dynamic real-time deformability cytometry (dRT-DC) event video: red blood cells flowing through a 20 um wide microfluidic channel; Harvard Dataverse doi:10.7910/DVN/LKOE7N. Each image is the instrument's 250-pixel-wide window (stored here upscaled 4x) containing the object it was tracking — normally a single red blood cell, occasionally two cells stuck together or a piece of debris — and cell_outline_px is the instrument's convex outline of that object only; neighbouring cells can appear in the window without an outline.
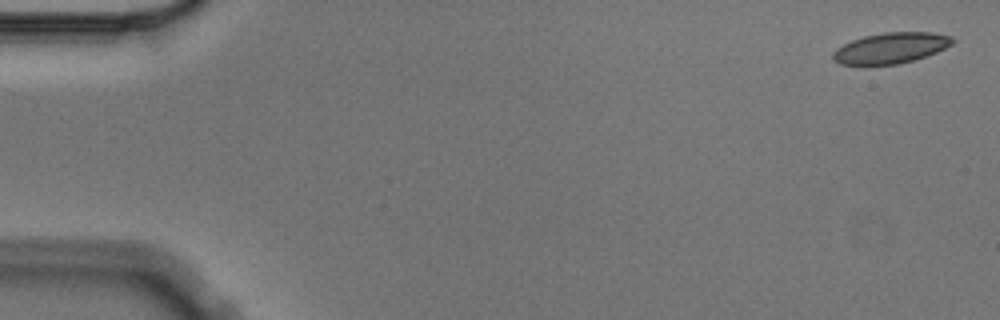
{"species": "Egyptian fruit bat (a non-hibernating species)", "species_latin": "Rousettus aegyptiacus", "temperature_condition": "cold", "stored_images_in_passage": 5, "camera_frame_rate_fps": 3000, "um_per_image_px": 0.085, "animal": {"sex": "male"}, "frame": {"image": 1, "passage_image": 1, "time_ms": 0.0, "image_size_px": [1000, 320], "cell_outline_px": [[956, 40], [952, 44], [936, 52], [900, 64], [840, 64], [832, 60], [832, 52], [836, 48], [852, 40], [864, 36], [884, 32], [932, 32], [952, 36]], "centroid_in_image_um": [75.71, 4.07], "position_along_channel_um": 9.3, "area_um2": 21.33}}
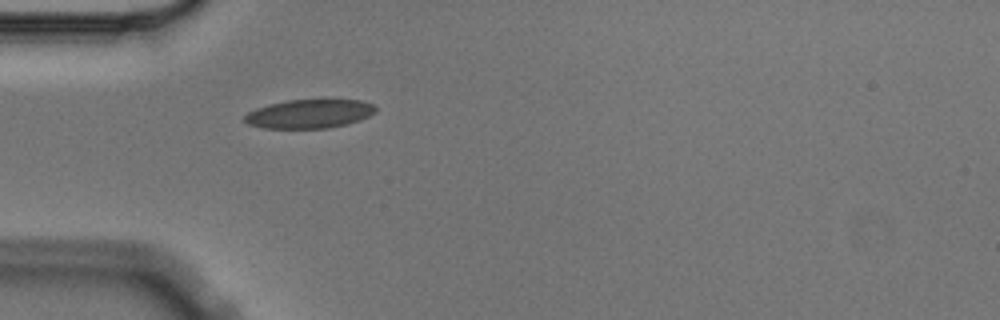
{"frame": {"image": 2, "passage_image": 5, "time_ms": 1.333, "image_size_px": [1000, 320], "cell_outline_px": [[376, 112], [360, 120], [328, 128], [264, 128], [248, 124], [244, 120], [244, 116], [248, 112], [256, 108], [268, 104], [288, 100], [364, 100], [372, 104], [376, 108]], "centroid_in_image_um": [26.29, 9.67], "position_along_channel_um": 58.7, "area_um2": 21.91}}